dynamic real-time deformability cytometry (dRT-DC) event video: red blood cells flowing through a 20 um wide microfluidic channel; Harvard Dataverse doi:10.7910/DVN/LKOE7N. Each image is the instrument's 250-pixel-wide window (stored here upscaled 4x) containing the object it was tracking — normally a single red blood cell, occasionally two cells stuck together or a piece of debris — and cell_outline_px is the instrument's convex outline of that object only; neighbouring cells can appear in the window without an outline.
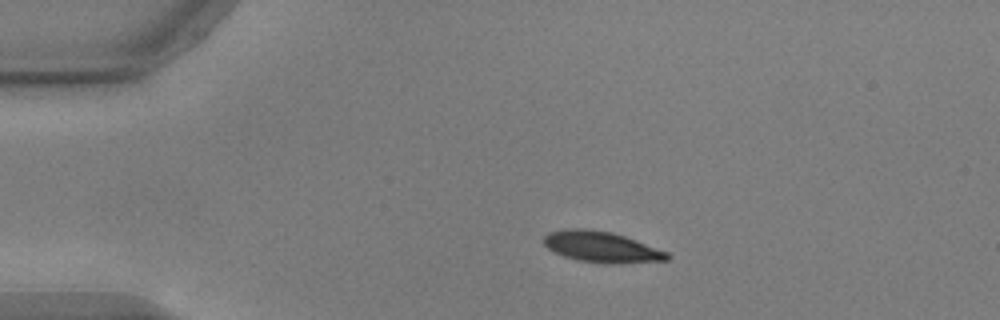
{"species": "common noctule bat (a hibernating species)", "species_latin": "Nyctalus noctula", "temperature_condition": "warm", "stored_images_in_passage": 44, "camera_frame_rate_fps": 3000, "um_per_image_px": 0.085, "animal": {"sex": "male", "body_mass_g": 17.9, "forearm_length_mm": 54.2}, "frame": {"image": 1, "passage_image": 1, "time_ms": 0.0, "image_size_px": [1000, 320], "cell_outline_px": [[672, 256], [668, 260], [612, 264], [604, 264], [580, 260], [564, 256], [548, 248], [540, 240], [548, 232], [568, 228], [584, 228], [612, 232], [624, 236], [668, 252]], "centroid_in_image_um": [51.11, 20.98], "position_along_channel_um": 33.9, "area_um2": 22.25}}
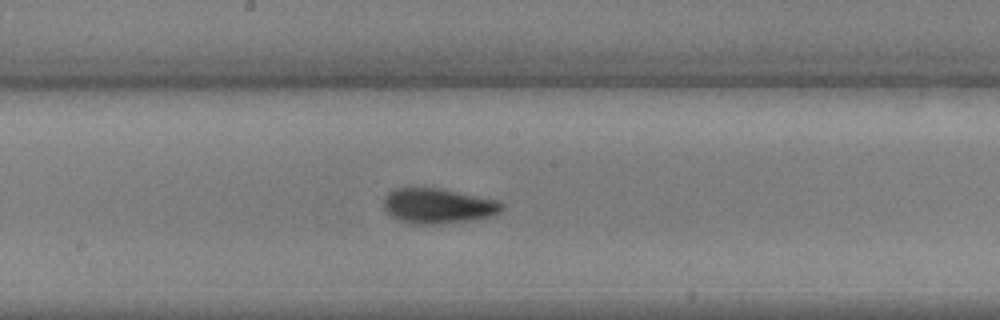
{"frame": {"image": 2, "passage_image": 19, "time_ms": 6.0, "image_size_px": [1000, 320], "cell_outline_px": [[504, 208], [500, 212], [492, 216], [472, 220], [440, 224], [416, 224], [400, 220], [392, 216], [384, 208], [384, 196], [388, 192], [396, 188], [440, 188], [496, 200], [504, 204]], "centroid_in_image_um": [37.24, 17.5], "position_along_channel_um": 211.0, "area_um2": 24.1}}
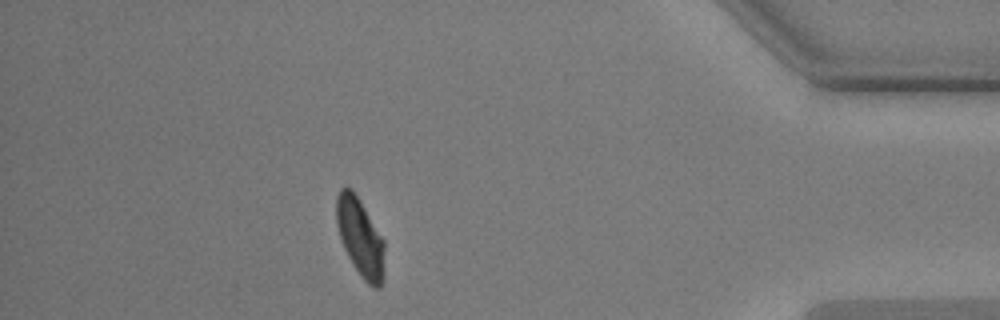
{"frame": {"image": 3, "passage_image": 38, "time_ms": 12.333, "image_size_px": [1000, 320], "cell_outline_px": [[384, 280], [380, 288], [372, 288], [360, 276], [352, 264], [344, 248], [336, 224], [336, 196], [340, 188], [352, 188], [360, 200], [384, 240]], "centroid_in_image_um": [30.63, 20.21], "position_along_channel_um": 404.6, "area_um2": 22.14}, "authors_computed_cell_mechanics": {"area_um2": 23.0044, "velocity_mm_per_s": 3.7186, "shape_relaxation_time_tau1_ms": 3.2068, "shape_relaxation_time_tau2_ms": 1.2094, "deformation_change_tau1": 0.1274, "deformation_change_tau2": 0.0474}}